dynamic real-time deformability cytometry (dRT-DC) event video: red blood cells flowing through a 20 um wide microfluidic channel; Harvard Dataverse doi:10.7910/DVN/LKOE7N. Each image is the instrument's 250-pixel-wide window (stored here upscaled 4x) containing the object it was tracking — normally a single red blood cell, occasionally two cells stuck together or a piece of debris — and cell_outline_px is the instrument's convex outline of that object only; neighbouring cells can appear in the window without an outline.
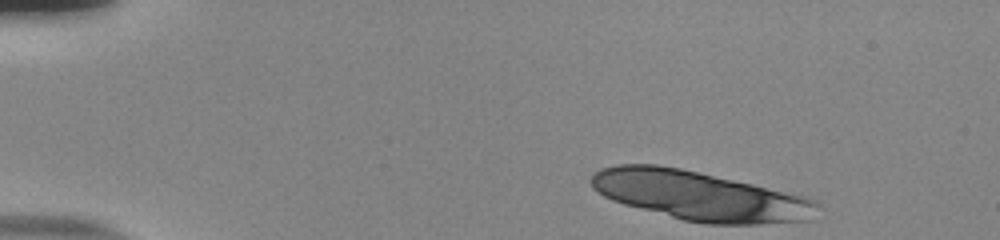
{"species": "human", "species_latin": "Homo sapiens", "temperature_condition": "room temperature", "stored_images_in_passage": 12, "camera_frame_rate_fps": 3000, "um_per_image_px": 0.085, "donor": {"sex": "male"}, "frame": {"image": 1, "passage_image": 1, "time_ms": 0.0, "image_size_px": [1000, 240], "cell_outline_px": [[820, 204], [808, 220], [760, 224], [704, 224], [684, 220], [624, 204], [612, 200], [604, 196], [592, 188], [592, 176], [600, 168], [616, 164], [656, 164], [680, 168], [752, 184], [804, 196]], "centroid_in_image_um": [59.43, 16.64], "position_along_channel_um": 25.6, "area_um2": 64.22}}